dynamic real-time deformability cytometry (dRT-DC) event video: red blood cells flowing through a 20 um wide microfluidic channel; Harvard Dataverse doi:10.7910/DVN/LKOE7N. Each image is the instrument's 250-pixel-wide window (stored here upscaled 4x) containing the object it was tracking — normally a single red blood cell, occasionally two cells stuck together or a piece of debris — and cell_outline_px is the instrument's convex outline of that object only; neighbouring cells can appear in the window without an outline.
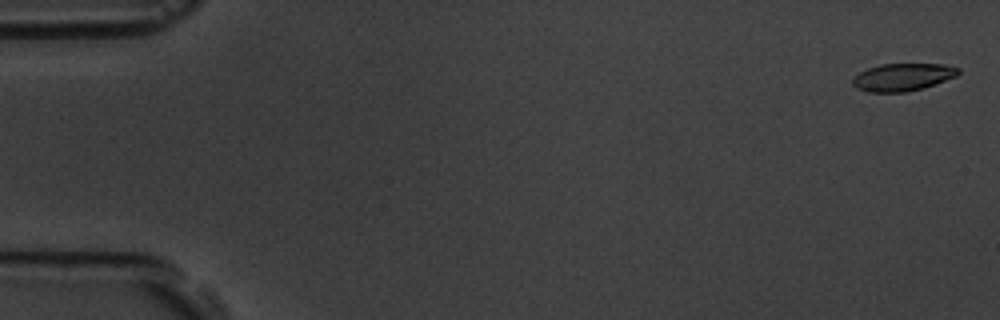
{"species": "common noctule bat (a hibernating species)", "species_latin": "Nyctalus noctula", "temperature_condition": "room temperature", "stored_images_in_passage": 3, "camera_frame_rate_fps": 3000, "um_per_image_px": 0.085, "animal": {"sex": "male", "body_mass_g": 19.5, "forearm_length_mm": 54.6}, "frame": {"image": 1, "passage_image": 1, "time_ms": 0.0, "image_size_px": [1000, 320], "cell_outline_px": [[960, 72], [956, 76], [924, 88], [904, 92], [868, 92], [856, 88], [852, 84], [852, 80], [860, 72], [868, 68], [880, 64], [944, 64], [960, 68]], "centroid_in_image_um": [76.73, 6.55], "position_along_channel_um": 8.3, "area_um2": 16.94}}